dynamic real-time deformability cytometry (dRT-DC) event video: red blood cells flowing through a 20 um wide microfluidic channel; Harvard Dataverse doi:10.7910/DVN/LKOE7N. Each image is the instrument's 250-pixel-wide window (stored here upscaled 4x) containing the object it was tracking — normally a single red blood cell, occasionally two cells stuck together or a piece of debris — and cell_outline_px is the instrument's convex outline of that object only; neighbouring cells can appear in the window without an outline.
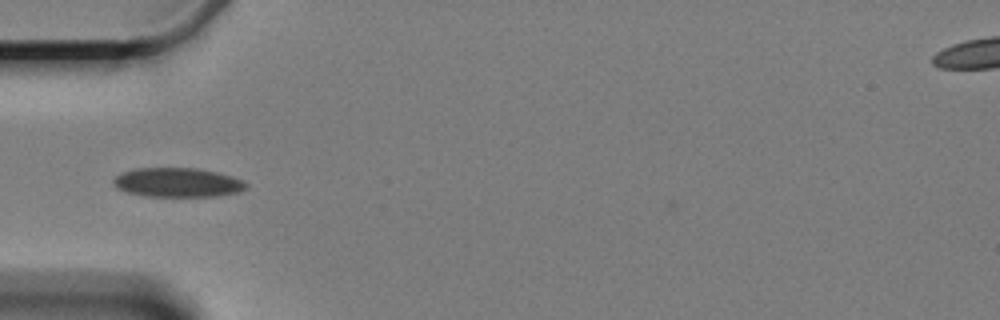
{"species": "Egyptian fruit bat (a non-hibernating species)", "species_latin": "Rousettus aegyptiacus", "temperature_condition": "cold", "stored_images_in_passage": 4, "camera_frame_rate_fps": 3000, "um_per_image_px": 0.085, "animal": {"sex": "female"}, "frame": {"image": 1, "passage_image": 1, "time_ms": 0.0, "image_size_px": [1000, 320], "cell_outline_px": [[248, 188], [240, 192], [216, 196], [144, 196], [128, 192], [116, 188], [112, 184], [112, 180], [116, 176], [124, 172], [136, 168], [196, 168], [216, 172], [232, 176], [244, 180], [248, 184]], "centroid_in_image_um": [15.12, 15.51], "position_along_channel_um": 69.9, "area_um2": 22.72}}
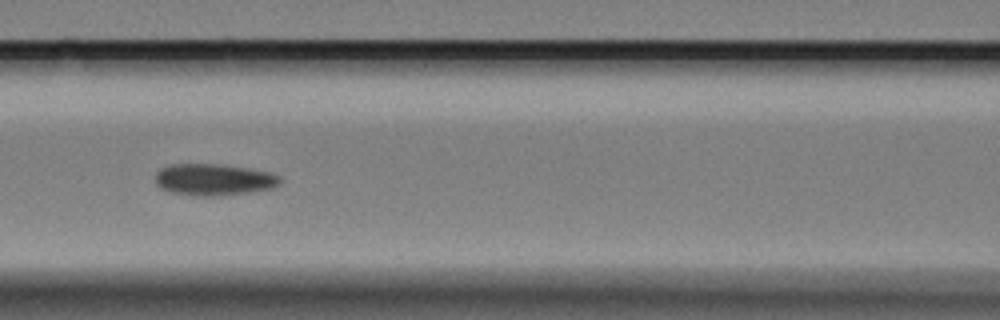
{"frame": {"image": 2, "passage_image": 3, "time_ms": 2.333, "image_size_px": [1000, 320], "cell_outline_px": [[280, 184], [272, 188], [216, 196], [200, 196], [172, 192], [160, 188], [156, 184], [156, 172], [160, 168], [168, 164], [224, 164], [252, 168], [272, 172], [280, 176]], "centroid_in_image_um": [18.17, 15.24], "position_along_channel_um": 148.4, "area_um2": 23.12}}
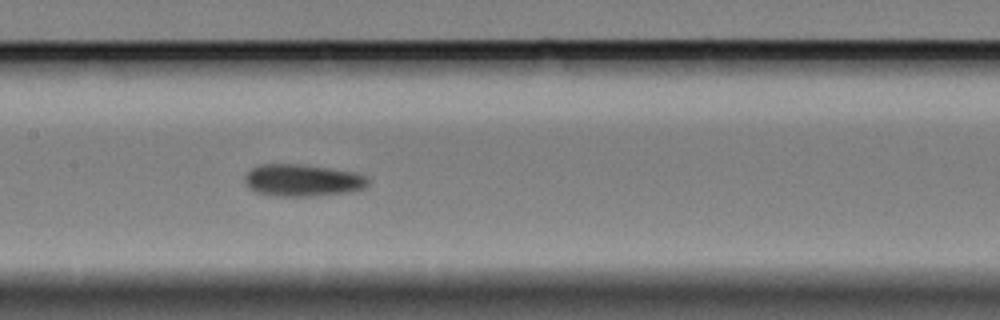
{"frame": {"image": 3, "passage_image": 4, "time_ms": 3.333, "image_size_px": [1000, 320], "cell_outline_px": [[372, 180], [364, 188], [352, 192], [316, 196], [280, 196], [256, 192], [248, 188], [244, 180], [244, 176], [252, 168], [260, 164], [304, 164], [356, 172], [368, 176]], "centroid_in_image_um": [25.77, 15.32], "position_along_channel_um": 181.6, "area_um2": 23.47}}